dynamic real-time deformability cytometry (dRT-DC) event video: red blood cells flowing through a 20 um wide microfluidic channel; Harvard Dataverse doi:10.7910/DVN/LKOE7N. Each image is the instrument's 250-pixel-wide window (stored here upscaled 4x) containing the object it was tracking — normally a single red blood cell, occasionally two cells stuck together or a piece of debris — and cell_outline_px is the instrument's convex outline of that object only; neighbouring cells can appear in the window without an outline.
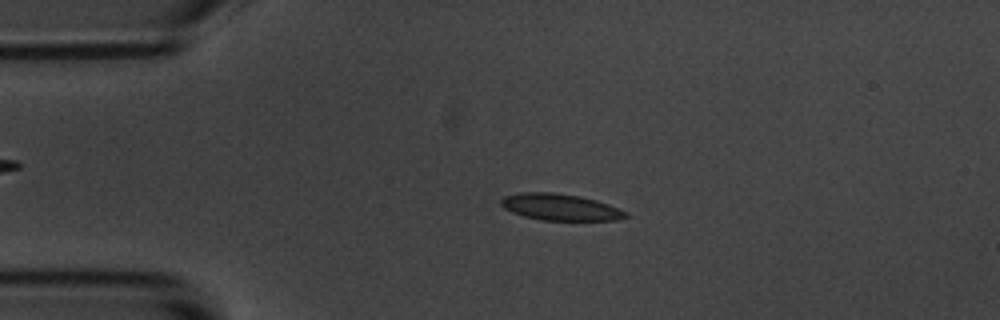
{"species": "common noctule bat (a hibernating species)", "species_latin": "Nyctalus noctula", "temperature_condition": "room temperature", "stored_images_in_passage": 14, "camera_frame_rate_fps": 3000, "um_per_image_px": 0.085, "animal": {"sex": "male", "body_mass_g": 20.1, "forearm_length_mm": 53.5}, "frame": {"image": 1, "passage_image": 3, "time_ms": 2.333, "image_size_px": [1000, 320], "cell_outline_px": [[628, 216], [616, 220], [540, 220], [524, 216], [512, 212], [504, 208], [500, 204], [500, 200], [504, 196], [520, 192], [552, 192], [580, 196], [596, 200], [608, 204], [628, 212]], "centroid_in_image_um": [47.6, 17.6], "position_along_channel_um": 37.4, "area_um2": 19.31}}
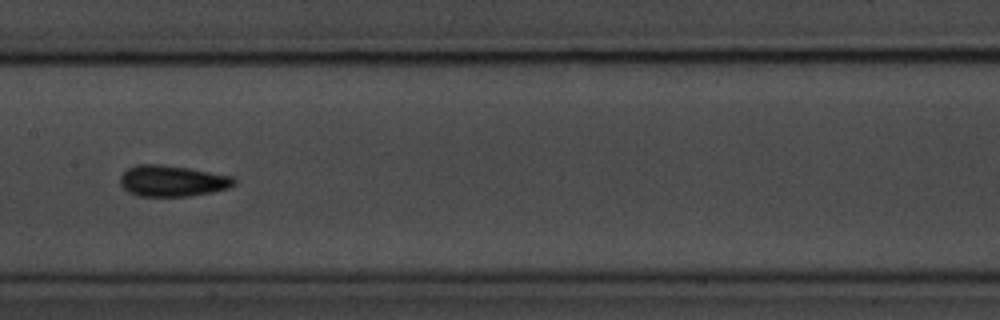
{"frame": {"image": 2, "passage_image": 7, "time_ms": 7.667, "image_size_px": [1000, 320], "cell_outline_px": [[236, 184], [228, 188], [212, 192], [188, 196], [136, 196], [128, 192], [120, 184], [120, 176], [128, 168], [136, 164], [160, 164], [192, 168], [232, 176], [236, 180]], "centroid_in_image_um": [14.64, 15.37], "position_along_channel_um": 192.8, "area_um2": 20.87}}
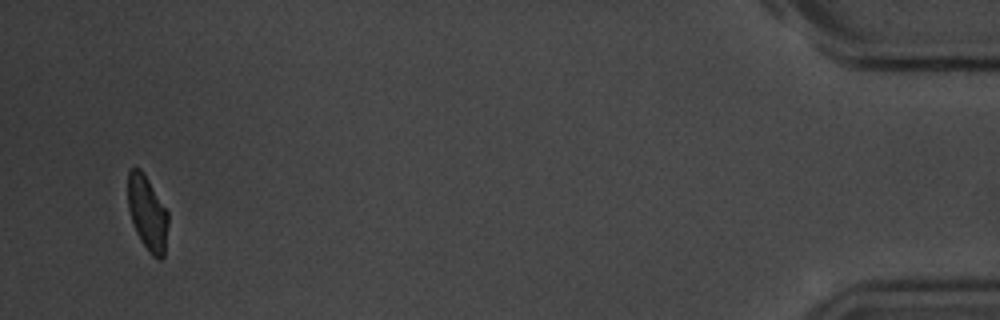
{"frame": {"image": 3, "passage_image": 14, "time_ms": 16.667, "image_size_px": [1000, 320], "cell_outline_px": [[168, 224], [164, 256], [160, 260], [156, 260], [148, 252], [140, 240], [136, 232], [128, 208], [128, 172], [132, 168], [140, 168], [144, 172], [168, 212]], "centroid_in_image_um": [12.54, 18.14], "position_along_channel_um": 422.7, "area_um2": 17.63}, "authors_computed_cell_mechanics": {"area_um2": 19.3341, "velocity_mm_per_s": 3.4801, "shape_relaxation_time_tau1_ms": 3.8675, "shape_relaxation_time_tau2_ms": 1.8469, "deformation_change_tau1": 0.1084, "deformation_change_tau2": 0.0719}}